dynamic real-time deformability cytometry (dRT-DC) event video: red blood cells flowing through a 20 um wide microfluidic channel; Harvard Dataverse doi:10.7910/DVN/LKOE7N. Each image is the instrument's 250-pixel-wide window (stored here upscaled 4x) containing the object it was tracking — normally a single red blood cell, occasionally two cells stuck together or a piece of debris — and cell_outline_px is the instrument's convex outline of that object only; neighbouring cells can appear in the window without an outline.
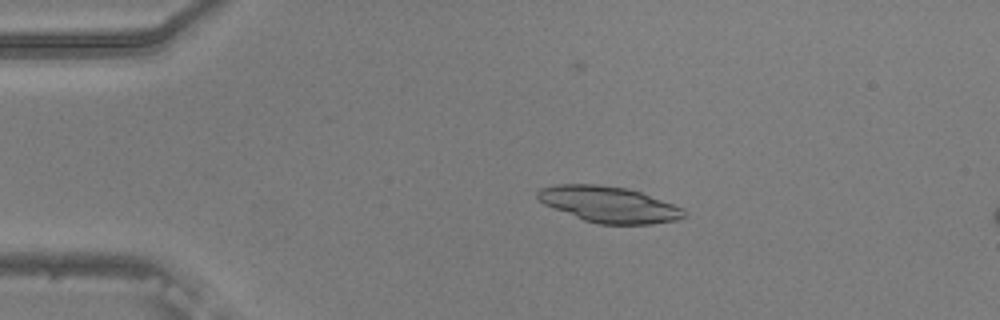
{"species": "common noctule bat (a hibernating species)", "species_latin": "Nyctalus noctula", "temperature_condition": "warm", "stored_images_in_passage": 55, "camera_frame_rate_fps": 3000, "um_per_image_px": 0.085, "animal": {"sex": "male", "body_mass_g": 20.5, "forearm_length_mm": 52.5}, "frame": {"image": 1, "passage_image": 11, "time_ms": 3.333, "image_size_px": [1000, 320], "cell_outline_px": [[684, 216], [676, 220], [652, 224], [600, 224], [584, 220], [544, 204], [536, 196], [536, 192], [540, 188], [556, 184], [596, 184], [628, 188], [640, 192], [684, 208]], "centroid_in_image_um": [51.74, 17.37], "position_along_channel_um": 33.3, "area_um2": 30.52}}
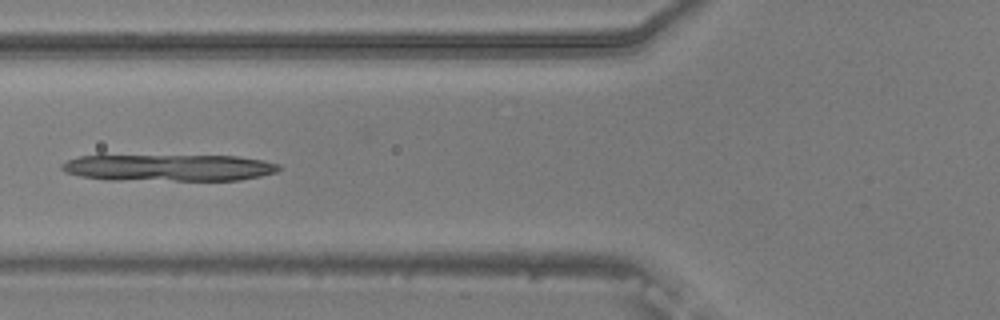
{"frame": {"image": 2, "passage_image": 21, "time_ms": 6.667, "image_size_px": [1000, 320], "cell_outline_px": [[280, 168], [276, 172], [260, 176], [240, 180], [108, 180], [80, 176], [64, 172], [60, 168], [60, 164], [68, 160], [80, 156], [236, 156], [264, 160], [280, 164]], "centroid_in_image_um": [14.34, 14.26], "position_along_channel_um": 111.5, "area_um2": 33.87}}